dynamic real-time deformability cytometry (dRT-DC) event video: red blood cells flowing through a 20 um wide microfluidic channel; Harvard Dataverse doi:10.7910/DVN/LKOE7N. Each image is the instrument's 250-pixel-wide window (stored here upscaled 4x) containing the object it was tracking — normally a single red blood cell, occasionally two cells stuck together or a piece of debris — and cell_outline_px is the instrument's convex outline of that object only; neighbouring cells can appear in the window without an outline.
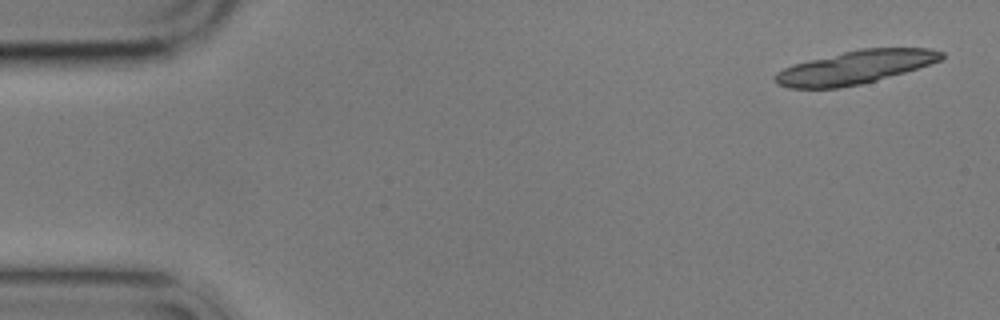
{"species": "common noctule bat (a hibernating species)", "species_latin": "Nyctalus noctula", "temperature_condition": "cold", "stored_images_in_passage": 6, "camera_frame_rate_fps": 3000, "um_per_image_px": 0.085, "animal": {"sex": "male", "body_mass_g": 17.9}, "frame": {"image": 1, "passage_image": 1, "time_ms": 0.0, "image_size_px": [1000, 320], "cell_outline_px": [[944, 56], [940, 60], [904, 72], [876, 80], [860, 84], [836, 88], [788, 88], [776, 84], [772, 76], [776, 72], [784, 68], [796, 64], [860, 48], [928, 48], [944, 52]], "centroid_in_image_um": [72.66, 5.73], "position_along_channel_um": 12.3, "area_um2": 31.73}}